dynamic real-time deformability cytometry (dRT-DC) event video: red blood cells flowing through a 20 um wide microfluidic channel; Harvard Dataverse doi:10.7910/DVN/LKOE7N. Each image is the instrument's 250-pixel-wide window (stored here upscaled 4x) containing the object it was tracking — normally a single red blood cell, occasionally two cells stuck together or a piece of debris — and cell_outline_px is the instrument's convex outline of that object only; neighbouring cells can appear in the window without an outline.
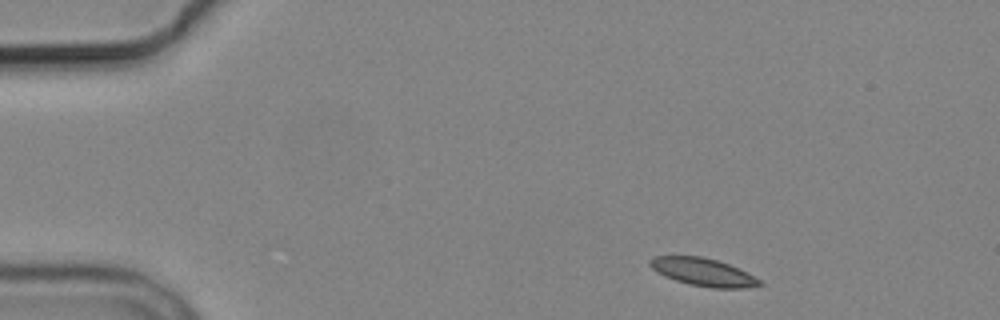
{"species": "common noctule bat (a hibernating species)", "species_latin": "Nyctalus noctula", "temperature_condition": "cold", "stored_images_in_passage": 3, "camera_frame_rate_fps": 3000, "um_per_image_px": 0.085, "animal": {"sex": "male", "body_mass_g": 19.2, "forearm_length_mm": 51.8}, "frame": {"image": 1, "passage_image": 1, "time_ms": 0.0, "image_size_px": [1000, 320], "cell_outline_px": [[764, 284], [744, 288], [712, 288], [688, 284], [664, 276], [656, 272], [648, 264], [648, 260], [652, 256], [704, 256], [728, 264], [760, 280]], "centroid_in_image_um": [59.69, 23.12], "position_along_channel_um": 25.3, "area_um2": 17.63}}